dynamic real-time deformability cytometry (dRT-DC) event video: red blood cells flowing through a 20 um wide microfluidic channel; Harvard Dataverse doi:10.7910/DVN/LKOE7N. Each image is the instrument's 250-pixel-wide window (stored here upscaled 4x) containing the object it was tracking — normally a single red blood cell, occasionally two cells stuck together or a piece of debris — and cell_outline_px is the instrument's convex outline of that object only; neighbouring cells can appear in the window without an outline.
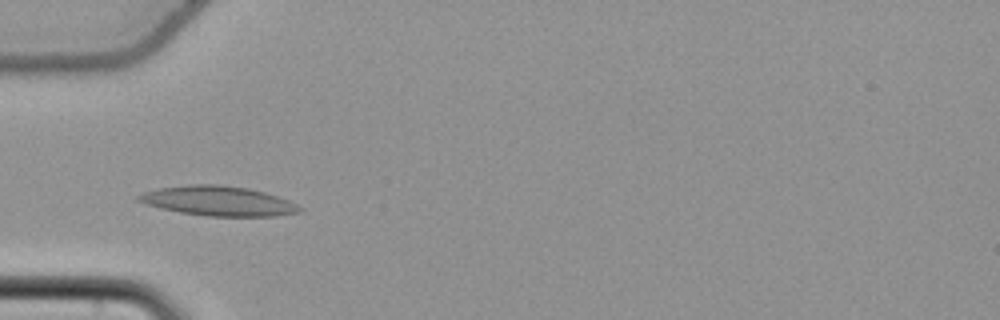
{"species": "common noctule bat (a hibernating species)", "species_latin": "Nyctalus noctula", "temperature_condition": "cold", "stored_images_in_passage": 9, "camera_frame_rate_fps": 3000, "um_per_image_px": 0.085, "animal": {"sex": "female", "body_mass_g": 22.7, "forearm_length_mm": 54.2}, "frame": {"image": 1, "passage_image": 6, "time_ms": 1.667, "image_size_px": [1000, 320], "cell_outline_px": [[304, 208], [300, 212], [272, 216], [208, 216], [180, 212], [160, 208], [144, 204], [136, 200], [136, 196], [144, 192], [160, 188], [188, 184], [216, 184], [248, 188], [264, 192], [288, 200]], "centroid_in_image_um": [18.53, 17.08], "position_along_channel_um": 66.5, "area_um2": 27.8}}
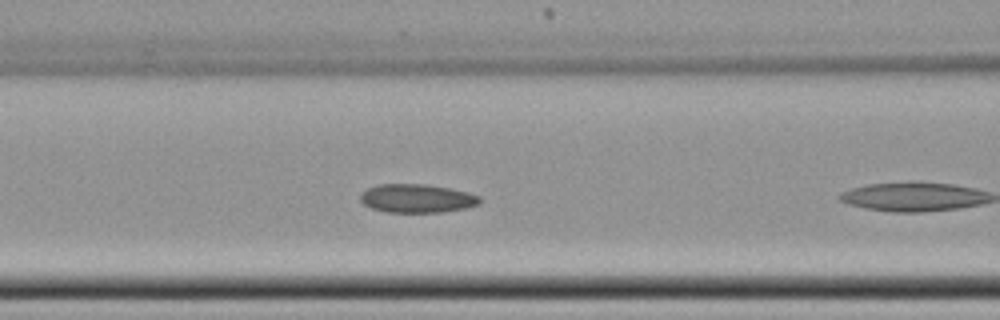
{"frame": {"image": 2, "passage_image": 8, "time_ms": 2.333, "image_size_px": [1000, 320], "cell_outline_px": [[480, 204], [464, 208], [440, 212], [384, 212], [372, 208], [364, 204], [360, 200], [360, 192], [376, 184], [424, 184], [452, 188], [468, 192], [480, 196]], "centroid_in_image_um": [35.42, 16.85], "position_along_channel_um": 131.2, "area_um2": 20.0}}